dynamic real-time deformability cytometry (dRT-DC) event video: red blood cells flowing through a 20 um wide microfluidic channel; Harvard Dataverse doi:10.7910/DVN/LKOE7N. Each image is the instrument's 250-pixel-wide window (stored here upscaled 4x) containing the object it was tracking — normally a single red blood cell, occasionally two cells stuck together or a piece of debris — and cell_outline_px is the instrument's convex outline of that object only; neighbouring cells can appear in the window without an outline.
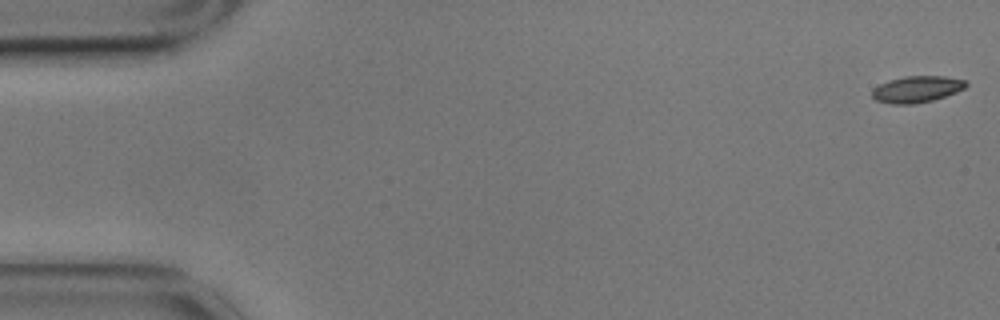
{"species": "common noctule bat (a hibernating species)", "species_latin": "Nyctalus noctula", "temperature_condition": "cold", "stored_images_in_passage": 39, "camera_frame_rate_fps": 3000, "um_per_image_px": 0.085, "animal": {"sex": "male", "body_mass_g": 17.9}, "frame": {"image": 1, "passage_image": 1, "time_ms": 0.0, "image_size_px": [1000, 320], "cell_outline_px": [[968, 84], [964, 88], [956, 92], [932, 100], [916, 104], [892, 104], [876, 100], [872, 96], [872, 88], [880, 84], [904, 76], [944, 76], [964, 80]], "centroid_in_image_um": [77.91, 7.59], "position_along_channel_um": 7.1, "area_um2": 14.33}}
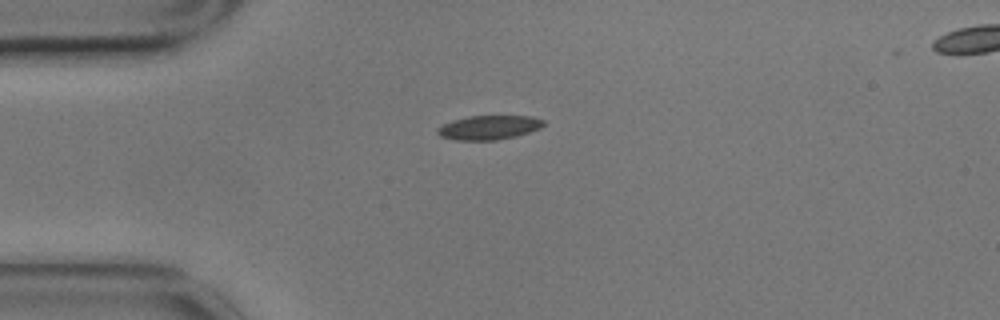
{"frame": {"image": 2, "passage_image": 14, "time_ms": 4.333, "image_size_px": [1000, 320], "cell_outline_px": [[544, 124], [540, 128], [516, 136], [496, 140], [456, 140], [440, 136], [436, 132], [436, 128], [452, 120], [468, 116], [532, 116], [544, 120]], "centroid_in_image_um": [41.54, 10.83], "position_along_channel_um": 43.5, "area_um2": 14.91}}
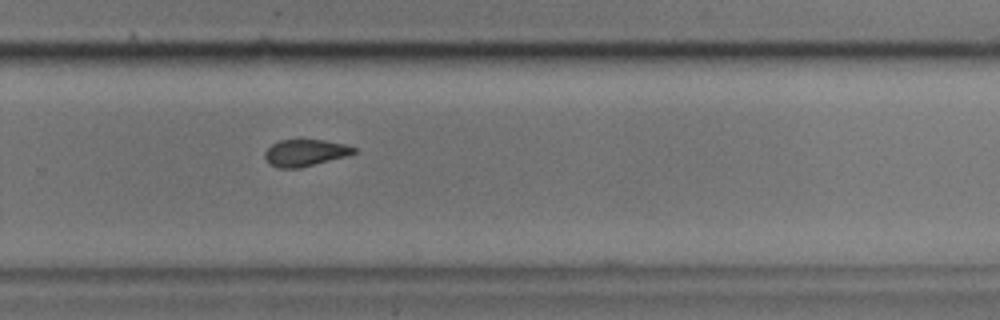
{"frame": {"image": 3, "passage_image": 38, "time_ms": 12.333, "image_size_px": [1000, 320], "cell_outline_px": [[356, 152], [348, 156], [300, 168], [276, 168], [268, 164], [264, 156], [264, 152], [272, 144], [280, 140], [324, 140], [344, 144], [356, 148]], "centroid_in_image_um": [25.92, 13.0], "position_along_channel_um": 303.9, "area_um2": 13.99}}